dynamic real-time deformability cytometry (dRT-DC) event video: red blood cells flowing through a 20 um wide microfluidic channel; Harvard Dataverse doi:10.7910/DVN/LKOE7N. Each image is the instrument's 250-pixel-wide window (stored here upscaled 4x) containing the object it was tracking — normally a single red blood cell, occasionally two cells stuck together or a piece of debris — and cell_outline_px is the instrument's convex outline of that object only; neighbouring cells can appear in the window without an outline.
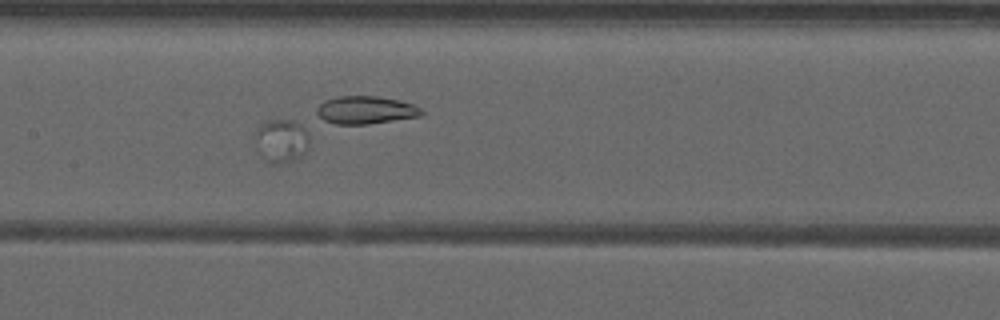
{"species": "common noctule bat (a hibernating species)", "species_latin": "Nyctalus noctula", "temperature_condition": "warm", "stored_images_in_passage": 44, "camera_frame_rate_fps": 3000, "um_per_image_px": 0.085, "animal": {"sex": "male", "forearm_length_mm": 52.5}, "frame": {"image": 1, "passage_image": 18, "time_ms": 5.667, "image_size_px": [1000, 320], "cell_outline_px": [[308, 144], [304, 152], [300, 156], [284, 164], [268, 164], [264, 160], [256, 132], [268, 120], [292, 120], [308, 124]], "centroid_in_image_um": [24.03, 11.95], "position_along_channel_um": 183.4, "area_um2": 13.47}}
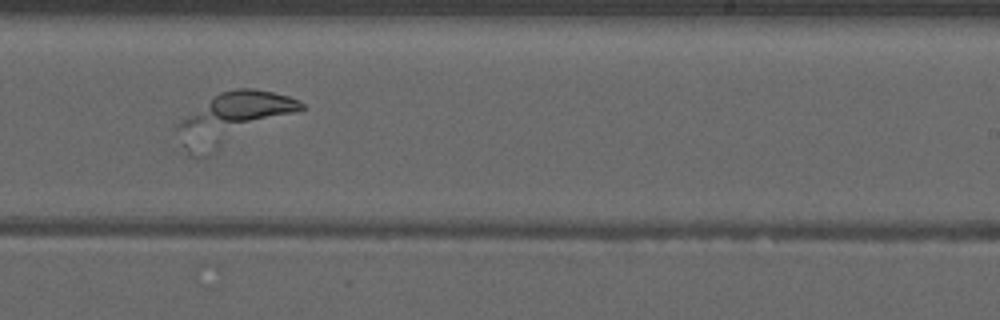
{"frame": {"image": 2, "passage_image": 25, "time_ms": 8.0, "image_size_px": [1000, 320], "cell_outline_px": [[304, 108], [300, 112], [248, 120], [176, 128], [180, 120], [220, 92], [236, 88], [252, 88], [272, 92], [288, 96], [300, 100], [304, 104]], "centroid_in_image_um": [20.52, 9.12], "position_along_channel_um": 268.5, "area_um2": 21.15}}